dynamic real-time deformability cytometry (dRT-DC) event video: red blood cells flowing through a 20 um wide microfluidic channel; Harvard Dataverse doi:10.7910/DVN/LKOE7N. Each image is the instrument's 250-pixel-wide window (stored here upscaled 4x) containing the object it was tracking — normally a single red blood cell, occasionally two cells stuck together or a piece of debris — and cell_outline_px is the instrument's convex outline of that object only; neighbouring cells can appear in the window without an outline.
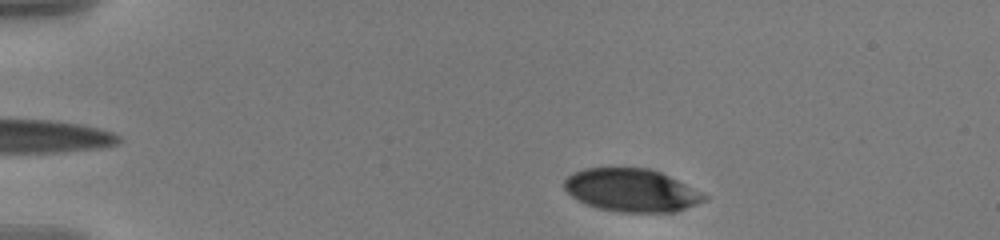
{"species": "human", "species_latin": "Homo sapiens", "temperature_condition": "warm", "stored_images_in_passage": 7, "camera_frame_rate_fps": 3000, "um_per_image_px": 0.085, "donor": {"sex": "male"}, "frame": {"image": 1, "passage_image": 3, "time_ms": 0.667, "image_size_px": [1000, 240], "cell_outline_px": [[708, 200], [672, 212], [624, 212], [596, 208], [572, 196], [564, 188], [564, 180], [572, 172], [584, 168], [648, 168], [660, 172], [708, 196]], "centroid_in_image_um": [53.64, 16.16], "position_along_channel_um": 31.4, "area_um2": 34.56}}